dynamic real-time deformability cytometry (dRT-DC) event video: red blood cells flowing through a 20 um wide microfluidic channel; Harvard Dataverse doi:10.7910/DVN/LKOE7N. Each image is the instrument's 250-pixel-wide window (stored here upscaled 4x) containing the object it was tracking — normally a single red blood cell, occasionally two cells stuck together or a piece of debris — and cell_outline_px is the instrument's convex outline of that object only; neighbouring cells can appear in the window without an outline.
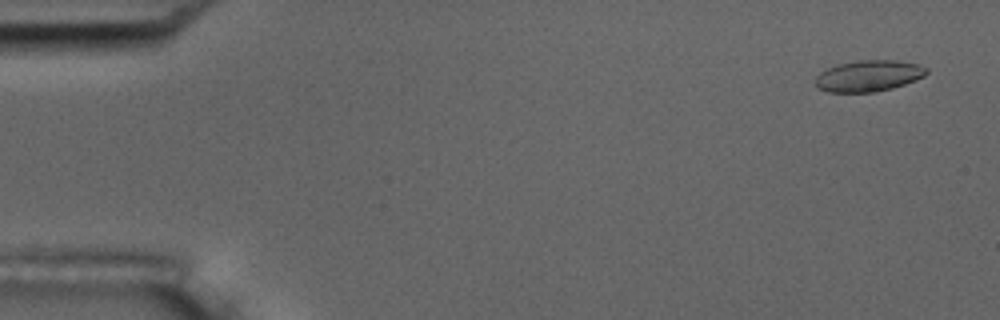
{"species": "common noctule bat (a hibernating species)", "species_latin": "Nyctalus noctula", "temperature_condition": "room temperature", "stored_images_in_passage": 57, "camera_frame_rate_fps": 3000, "um_per_image_px": 0.085, "animal": {"sex": "male", "body_mass_g": 17.5, "forearm_length_mm": 52.3}, "frame": {"image": 1, "passage_image": 3, "time_ms": 0.667, "image_size_px": [1000, 320], "cell_outline_px": [[928, 72], [924, 76], [916, 80], [892, 88], [876, 92], [828, 92], [816, 88], [816, 76], [820, 72], [828, 68], [840, 64], [856, 60], [896, 60], [920, 64], [928, 68]], "centroid_in_image_um": [73.85, 6.45], "position_along_channel_um": 11.2, "area_um2": 20.35}}
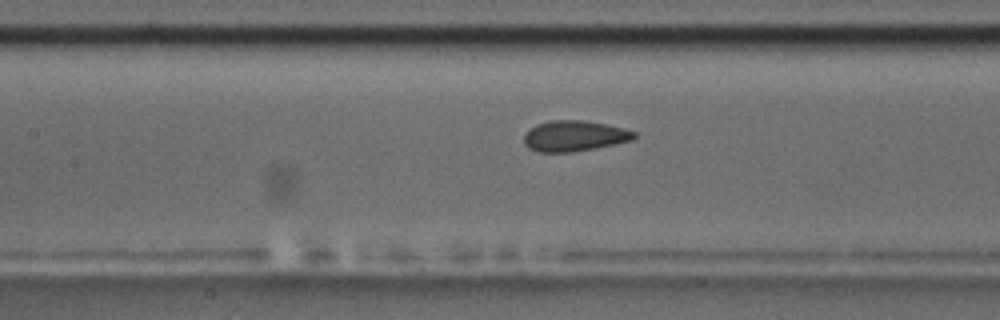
{"frame": {"image": 2, "passage_image": 26, "time_ms": 8.333, "image_size_px": [1000, 320], "cell_outline_px": [[636, 136], [632, 140], [616, 144], [596, 148], [572, 152], [536, 152], [528, 148], [524, 144], [524, 136], [528, 128], [536, 124], [552, 120], [584, 120], [624, 128], [636, 132]], "centroid_in_image_um": [48.79, 11.56], "position_along_channel_um": 158.6, "area_um2": 19.88}}
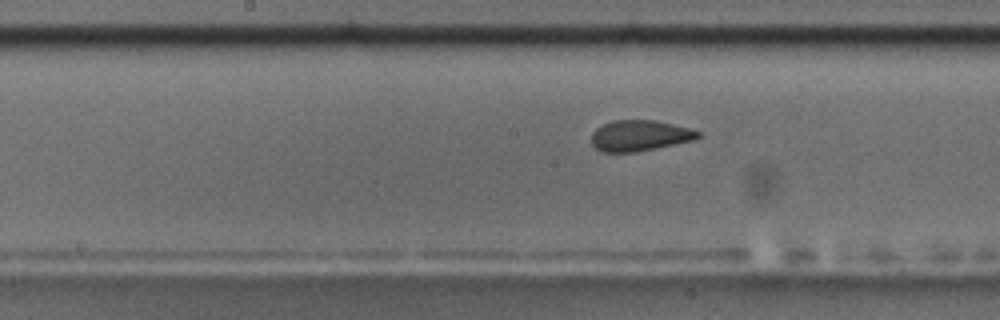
{"frame": {"image": 3, "passage_image": 29, "time_ms": 9.333, "image_size_px": [1000, 320], "cell_outline_px": [[700, 136], [692, 140], [636, 152], [604, 152], [596, 148], [592, 144], [592, 132], [596, 128], [612, 120], [656, 120], [688, 128], [700, 132]], "centroid_in_image_um": [54.34, 11.52], "position_along_channel_um": 193.9, "area_um2": 18.9}, "authors_computed_cell_mechanics": {"area_um2": 20.3456, "velocity_mm_per_s": 3.5576, "shape_relaxation_time_tau1_ms": null, "shape_relaxation_time_tau2_ms": 1.1007, "deformation_change_tau1": null, "deformation_change_tau2": 0.0692}}